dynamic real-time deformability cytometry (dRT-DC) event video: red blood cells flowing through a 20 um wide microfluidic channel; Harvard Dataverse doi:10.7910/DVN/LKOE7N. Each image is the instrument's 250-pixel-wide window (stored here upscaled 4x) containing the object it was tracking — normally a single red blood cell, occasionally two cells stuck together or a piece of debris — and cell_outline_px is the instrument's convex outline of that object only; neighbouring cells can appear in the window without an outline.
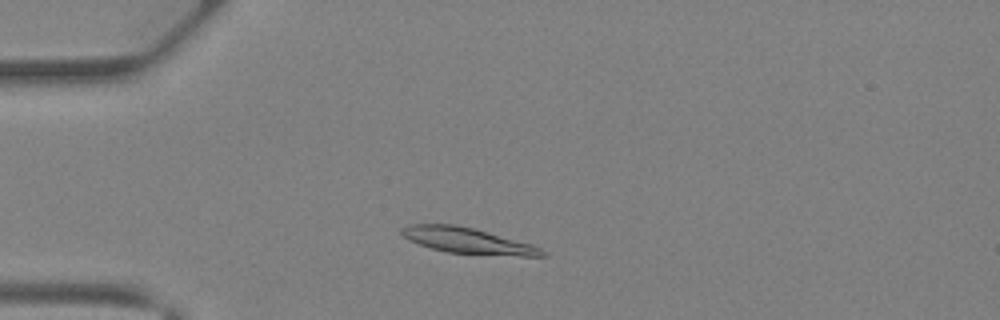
{"species": "Egyptian fruit bat (a non-hibernating species)", "species_latin": "Rousettus aegyptiacus", "temperature_condition": "warm", "stored_images_in_passage": 30, "camera_frame_rate_fps": 3000, "um_per_image_px": 0.085, "animal": {"sex": "female"}, "frame": {"image": 1, "passage_image": 1, "time_ms": 0.0, "image_size_px": [1000, 320], "cell_outline_px": [[548, 256], [520, 256], [448, 252], [432, 248], [408, 240], [400, 232], [400, 228], [408, 224], [456, 224], [472, 228], [532, 244], [548, 252]], "centroid_in_image_um": [39.75, 20.45], "position_along_channel_um": 45.2, "area_um2": 20.92}}
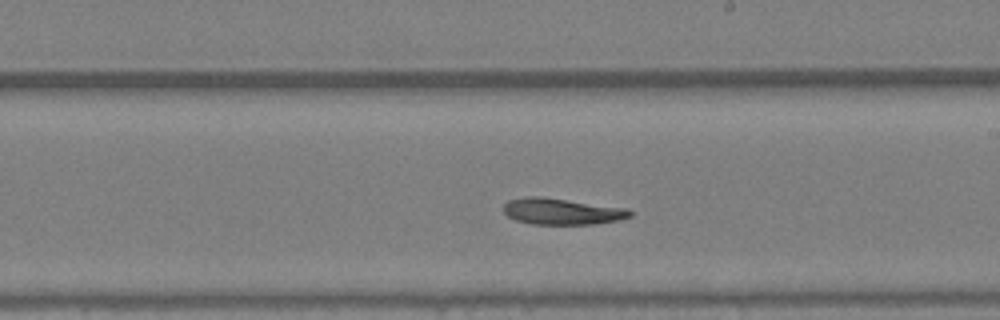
{"frame": {"image": 2, "passage_image": 14, "time_ms": 4.333, "image_size_px": [1000, 320], "cell_outline_px": [[632, 216], [620, 220], [592, 224], [532, 224], [516, 220], [508, 216], [504, 212], [504, 204], [508, 200], [524, 196], [540, 196], [628, 208], [632, 212]], "centroid_in_image_um": [47.76, 17.96], "position_along_channel_um": 241.2, "area_um2": 19.48}}
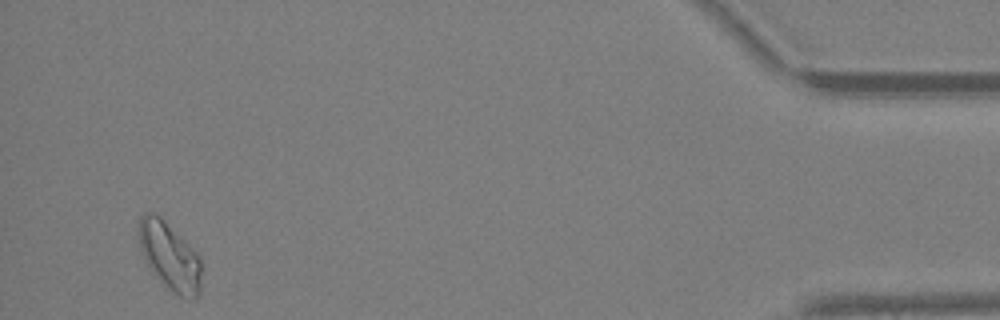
{"frame": {"image": 3, "passage_image": 29, "time_ms": 9.333, "image_size_px": [1000, 320], "cell_outline_px": [[200, 292], [196, 296], [180, 296], [172, 292], [152, 272], [140, 252], [140, 216], [144, 212], [152, 212], [160, 216], [200, 256]], "centroid_in_image_um": [14.4, 21.76], "position_along_channel_um": 420.8, "area_um2": 24.16}}